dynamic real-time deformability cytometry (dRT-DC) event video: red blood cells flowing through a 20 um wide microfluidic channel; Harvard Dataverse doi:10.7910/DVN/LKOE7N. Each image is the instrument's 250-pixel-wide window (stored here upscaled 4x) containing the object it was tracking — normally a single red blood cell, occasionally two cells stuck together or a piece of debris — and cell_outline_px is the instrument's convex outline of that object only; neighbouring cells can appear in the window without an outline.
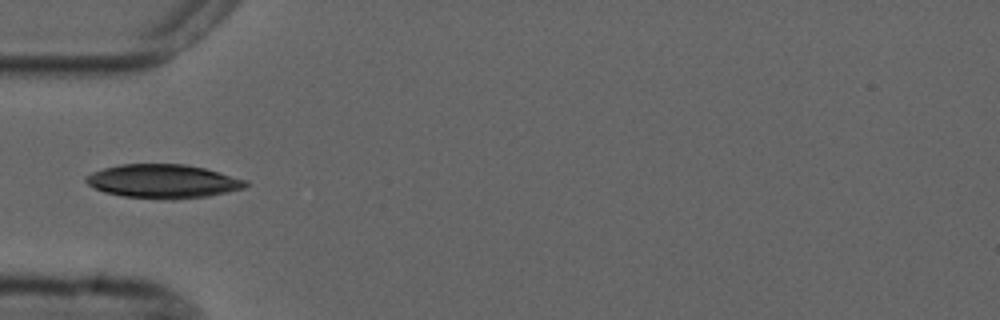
{"species": "common noctule bat (a hibernating species)", "species_latin": "Nyctalus noctula", "temperature_condition": "cold", "stored_images_in_passage": 10, "camera_frame_rate_fps": 3000, "um_per_image_px": 0.085, "animal": {"sex": "male", "forearm_length_mm": 52.5}, "frame": {"image": 1, "passage_image": 4, "time_ms": 4.333, "image_size_px": [1000, 320], "cell_outline_px": [[248, 184], [244, 188], [228, 192], [208, 196], [172, 200], [168, 200], [124, 196], [104, 192], [88, 184], [84, 180], [84, 176], [92, 172], [104, 168], [120, 164], [184, 164], [204, 168], [248, 180]], "centroid_in_image_um": [13.86, 15.41], "position_along_channel_um": 71.1, "area_um2": 31.5}}
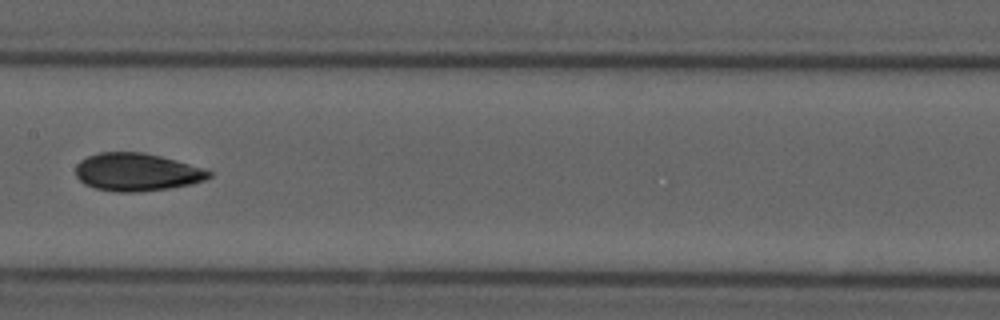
{"frame": {"image": 2, "passage_image": 7, "time_ms": 7.667, "image_size_px": [1000, 320], "cell_outline_px": [[212, 176], [204, 180], [188, 184], [168, 188], [136, 192], [120, 192], [96, 188], [84, 184], [76, 176], [76, 164], [80, 160], [88, 156], [100, 152], [144, 152], [176, 160], [212, 172]], "centroid_in_image_um": [11.58, 14.62], "position_along_channel_um": 195.8, "area_um2": 29.07}}
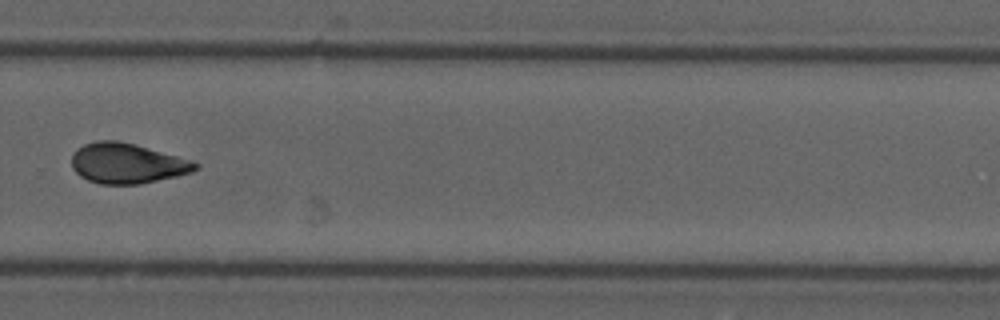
{"frame": {"image": 3, "passage_image": 10, "time_ms": 11.0, "image_size_px": [1000, 320], "cell_outline_px": [[200, 168], [192, 172], [176, 176], [140, 184], [100, 184], [88, 180], [80, 176], [72, 168], [72, 152], [76, 148], [84, 144], [96, 140], [116, 140], [132, 144], [192, 160], [200, 164]], "centroid_in_image_um": [10.78, 13.89], "position_along_channel_um": 319.0, "area_um2": 28.96}}